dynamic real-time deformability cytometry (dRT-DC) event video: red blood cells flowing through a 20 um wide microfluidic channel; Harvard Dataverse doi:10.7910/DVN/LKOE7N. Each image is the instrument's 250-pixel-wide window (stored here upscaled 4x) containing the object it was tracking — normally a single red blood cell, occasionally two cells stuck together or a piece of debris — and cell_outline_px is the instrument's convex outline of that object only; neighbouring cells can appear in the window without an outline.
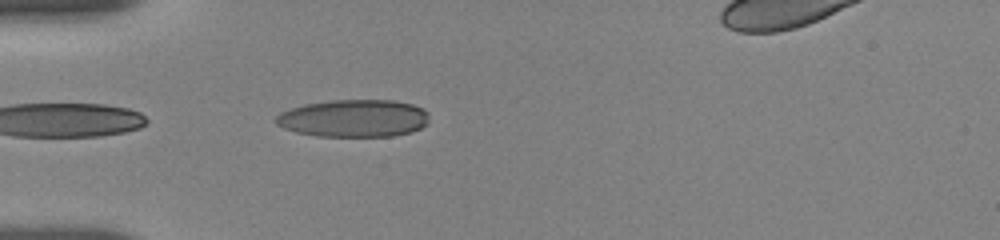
{"species": "human", "species_latin": "Homo sapiens", "temperature_condition": "room temperature", "stored_images_in_passage": 6, "camera_frame_rate_fps": 3000, "um_per_image_px": 0.085, "donor": {"sex": "female"}, "frame": {"image": 1, "passage_image": 2, "time_ms": 0.333, "image_size_px": [1000, 240], "cell_outline_px": [[428, 124], [412, 132], [392, 136], [320, 136], [296, 132], [284, 128], [276, 124], [272, 120], [280, 112], [304, 104], [332, 100], [392, 100], [412, 104], [424, 108], [428, 112]], "centroid_in_image_um": [30.08, 10.05], "position_along_channel_um": 54.9, "area_um2": 33.7}}
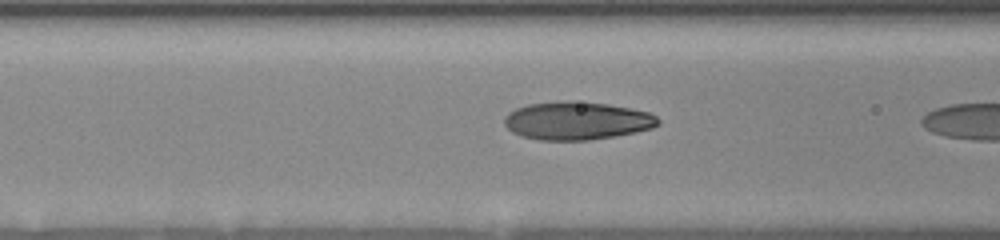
{"frame": {"image": 2, "passage_image": 5, "time_ms": 1.333, "image_size_px": [1000, 240], "cell_outline_px": [[660, 124], [652, 128], [636, 132], [616, 136], [588, 140], [540, 140], [520, 136], [512, 132], [504, 124], [504, 116], [508, 112], [516, 108], [528, 104], [608, 104], [648, 112], [656, 116], [660, 120]], "centroid_in_image_um": [49.04, 10.32], "position_along_channel_um": 117.6, "area_um2": 33.06}}